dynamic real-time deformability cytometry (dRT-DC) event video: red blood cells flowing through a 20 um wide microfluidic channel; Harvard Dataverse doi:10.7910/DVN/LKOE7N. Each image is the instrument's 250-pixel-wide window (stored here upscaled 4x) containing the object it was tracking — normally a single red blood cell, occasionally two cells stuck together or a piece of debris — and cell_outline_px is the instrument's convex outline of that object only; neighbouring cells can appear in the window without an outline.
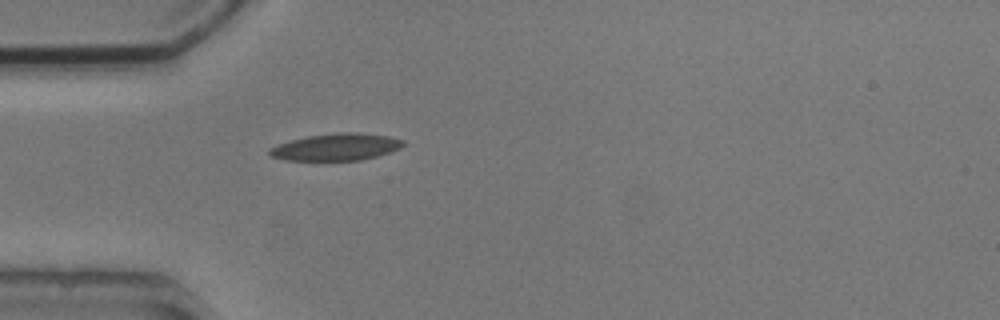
{"species": "common noctule bat (a hibernating species)", "species_latin": "Nyctalus noctula", "temperature_condition": "cold", "stored_images_in_passage": 3, "camera_frame_rate_fps": 3000, "um_per_image_px": 0.085, "animal": {"sex": "male", "body_mass_g": 20.5, "forearm_length_mm": 52.5}, "frame": {"image": 1, "passage_image": 3, "time_ms": 2.333, "image_size_px": [1000, 320], "cell_outline_px": [[404, 144], [400, 148], [376, 156], [360, 160], [284, 160], [268, 156], [268, 148], [276, 144], [308, 136], [340, 132], [356, 132], [388, 136], [404, 140]], "centroid_in_image_um": [28.52, 12.49], "position_along_channel_um": 56.5, "area_um2": 20.98}}